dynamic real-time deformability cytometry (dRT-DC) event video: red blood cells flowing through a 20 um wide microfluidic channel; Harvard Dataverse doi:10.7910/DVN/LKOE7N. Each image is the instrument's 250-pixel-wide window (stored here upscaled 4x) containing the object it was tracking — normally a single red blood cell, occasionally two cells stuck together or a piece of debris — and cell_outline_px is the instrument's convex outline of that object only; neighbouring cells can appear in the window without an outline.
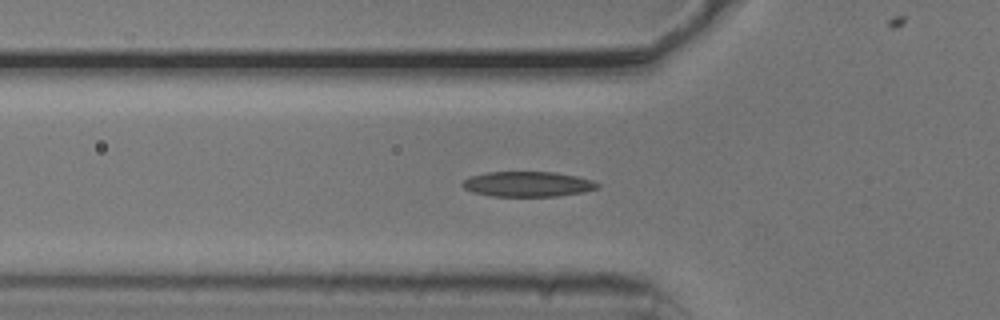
{"species": "common noctule bat (a hibernating species)", "species_latin": "Nyctalus noctula", "temperature_condition": "cold", "stored_images_in_passage": 37, "camera_frame_rate_fps": 3000, "um_per_image_px": 0.085, "animal": {"sex": "male", "body_mass_g": 20.5, "forearm_length_mm": 52.5}, "frame": {"image": 1, "passage_image": 2, "time_ms": 0.333, "image_size_px": [1000, 320], "cell_outline_px": [[600, 188], [584, 192], [556, 196], [492, 196], [472, 192], [464, 188], [460, 184], [464, 180], [472, 176], [488, 172], [556, 172], [576, 176], [592, 180], [600, 184]], "centroid_in_image_um": [44.88, 15.65], "position_along_channel_um": 80.9, "area_um2": 19.83}}
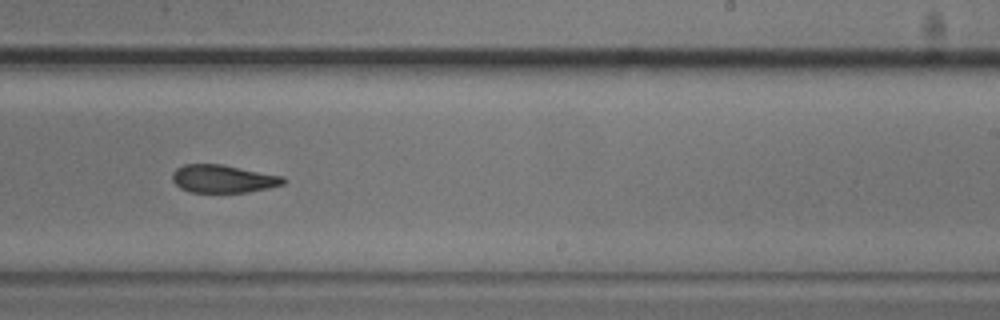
{"frame": {"image": 2, "passage_image": 17, "time_ms": 5.333, "image_size_px": [1000, 320], "cell_outline_px": [[288, 180], [284, 184], [268, 188], [248, 192], [192, 192], [180, 188], [172, 180], [172, 172], [176, 168], [184, 164], [220, 164], [284, 176]], "centroid_in_image_um": [18.98, 15.19], "position_along_channel_um": 270.0, "area_um2": 18.09}}
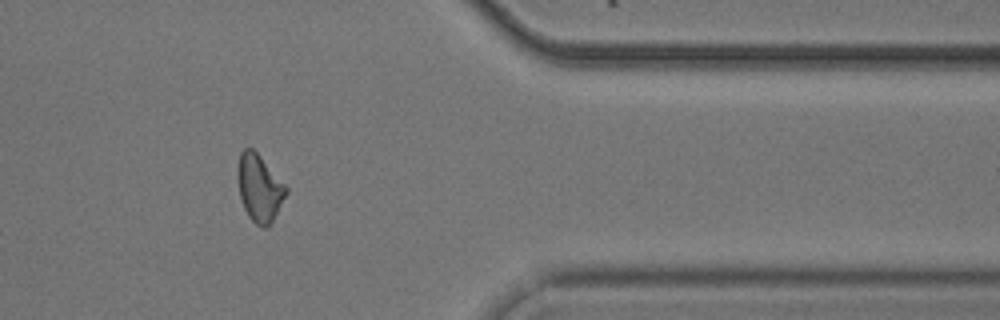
{"frame": {"image": 3, "passage_image": 28, "time_ms": 9.0, "image_size_px": [1000, 320], "cell_outline_px": [[288, 192], [272, 220], [264, 228], [256, 224], [248, 216], [244, 208], [240, 196], [236, 176], [236, 168], [240, 152], [244, 148], [252, 148], [260, 156], [288, 188]], "centroid_in_image_um": [22.01, 15.95], "position_along_channel_um": 389.4, "area_um2": 18.79}, "authors_computed_cell_mechanics": {"area_um2": 19.1896, "velocity_mm_per_s": 3.7661, "shape_relaxation_time_tau1_ms": 3.1185, "shape_relaxation_time_tau2_ms": 4.7125, "deformation_change_tau1": 0.1195, "deformation_change_tau2": 0.1317}}